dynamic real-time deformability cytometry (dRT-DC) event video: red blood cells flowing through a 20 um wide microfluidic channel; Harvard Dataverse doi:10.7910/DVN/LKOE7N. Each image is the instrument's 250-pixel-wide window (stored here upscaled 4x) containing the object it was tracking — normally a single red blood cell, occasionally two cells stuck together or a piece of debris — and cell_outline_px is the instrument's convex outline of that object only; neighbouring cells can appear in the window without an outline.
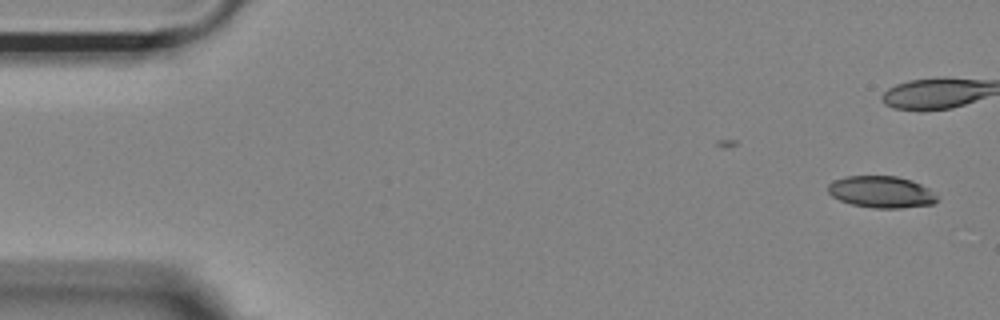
{"species": "Egyptian fruit bat (a non-hibernating species)", "species_latin": "Rousettus aegyptiacus", "temperature_condition": "room temperature", "stored_images_in_passage": 49, "camera_frame_rate_fps": 3000, "um_per_image_px": 0.085, "animal": {"sex": "female"}, "frame": {"image": 1, "passage_image": 1, "time_ms": 0.0, "image_size_px": [1000, 320], "cell_outline_px": [[940, 200], [932, 204], [900, 208], [872, 208], [852, 204], [840, 200], [832, 196], [828, 192], [828, 184], [832, 180], [848, 176], [896, 176], [912, 180], [928, 188]], "centroid_in_image_um": [74.9, 16.31], "position_along_channel_um": 10.1, "area_um2": 20.17}, "authors_computed_cell_mechanics": {"area_um2": 22.1374, "velocity_mm_per_s": 3.6857, "shape_relaxation_time_tau1_ms": 6.7855, "shape_relaxation_time_tau2_ms": 2.0235, "deformation_change_tau1": 0.1991, "deformation_change_tau2": 0.0842}}